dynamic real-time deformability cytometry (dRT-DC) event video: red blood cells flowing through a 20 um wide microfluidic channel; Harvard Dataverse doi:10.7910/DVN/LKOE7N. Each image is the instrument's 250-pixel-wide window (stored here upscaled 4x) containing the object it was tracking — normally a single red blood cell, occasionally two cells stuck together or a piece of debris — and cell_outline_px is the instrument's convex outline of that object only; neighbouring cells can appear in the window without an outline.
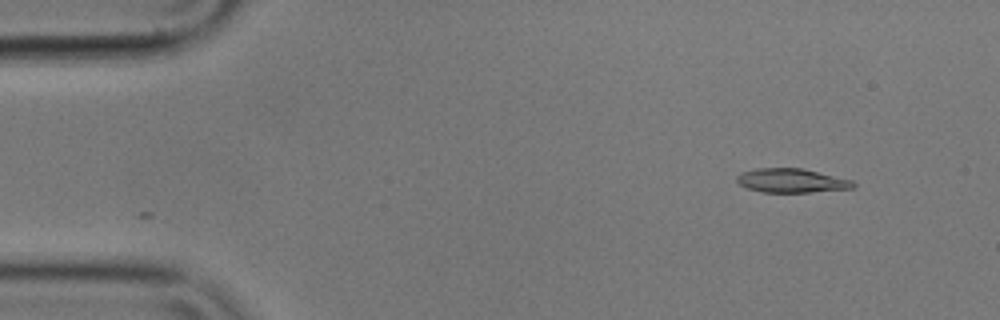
{"species": "common noctule bat (a hibernating species)", "species_latin": "Nyctalus noctula", "temperature_condition": "cold", "stored_images_in_passage": 6, "camera_frame_rate_fps": 3000, "um_per_image_px": 0.085, "animal": {"sex": "male", "body_mass_g": 17.9}, "frame": {"image": 1, "passage_image": 2, "time_ms": 0.333, "image_size_px": [1000, 320], "cell_outline_px": [[856, 184], [852, 188], [808, 192], [764, 192], [748, 188], [740, 184], [736, 180], [736, 176], [740, 172], [756, 168], [800, 168], [852, 180]], "centroid_in_image_um": [67.23, 15.34], "position_along_channel_um": 17.8, "area_um2": 16.07}}
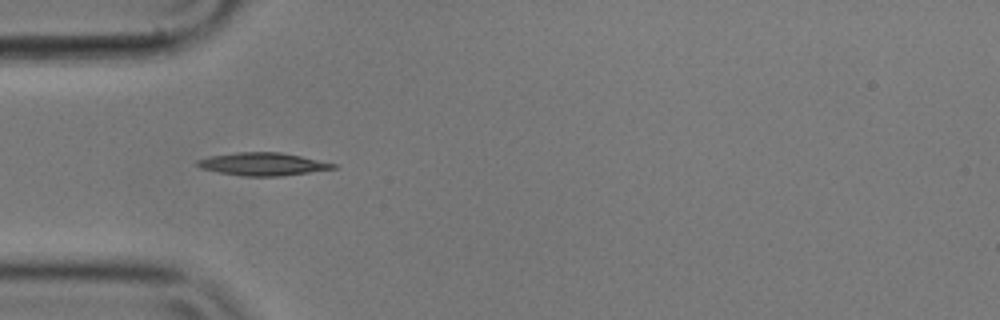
{"frame": {"image": 2, "passage_image": 5, "time_ms": 1.333, "image_size_px": [1000, 320], "cell_outline_px": [[336, 168], [280, 176], [244, 176], [220, 172], [200, 168], [196, 164], [196, 160], [208, 156], [236, 152], [280, 152], [300, 156], [336, 164]], "centroid_in_image_um": [22.28, 13.94], "position_along_channel_um": 62.7, "area_um2": 17.86}}
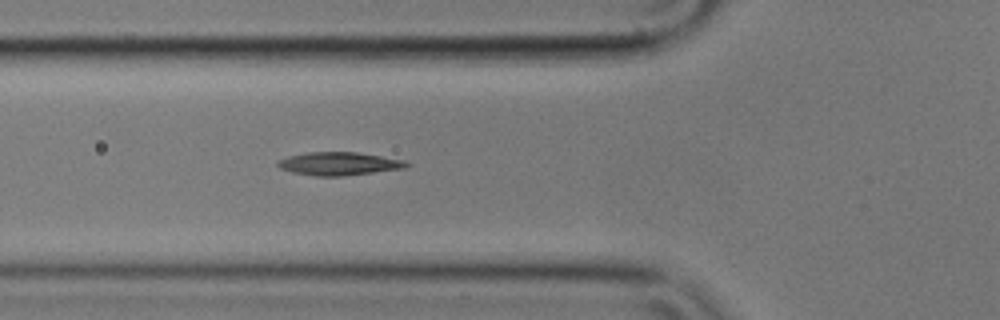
{"frame": {"image": 3, "passage_image": 6, "time_ms": 1.667, "image_size_px": [1000, 320], "cell_outline_px": [[412, 164], [404, 168], [340, 176], [316, 176], [292, 172], [280, 168], [276, 164], [276, 160], [288, 156], [308, 152], [356, 152], [404, 160]], "centroid_in_image_um": [28.77, 13.91], "position_along_channel_um": 97.0, "area_um2": 17.22}}